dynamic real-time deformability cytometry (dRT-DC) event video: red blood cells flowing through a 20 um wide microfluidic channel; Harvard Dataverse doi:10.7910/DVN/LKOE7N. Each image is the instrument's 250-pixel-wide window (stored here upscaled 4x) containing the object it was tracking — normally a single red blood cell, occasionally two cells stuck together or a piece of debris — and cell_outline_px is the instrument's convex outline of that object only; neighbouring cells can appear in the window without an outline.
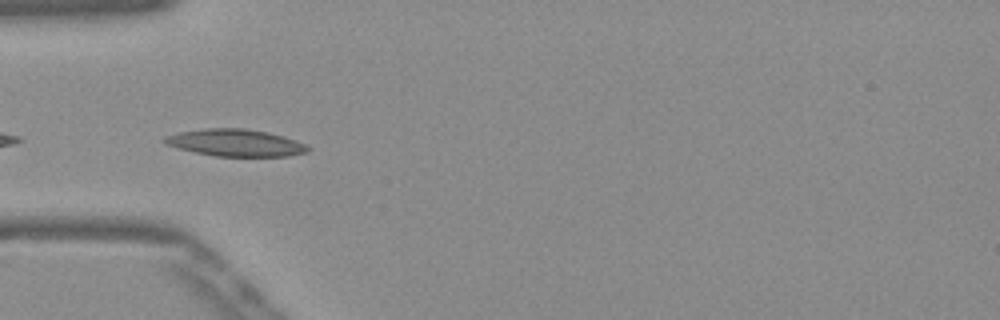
{"species": "Egyptian fruit bat (a non-hibernating species)", "species_latin": "Rousettus aegyptiacus", "temperature_condition": "warm", "stored_images_in_passage": 4, "camera_frame_rate_fps": 3000, "um_per_image_px": 0.085, "frame": {"image": 1, "passage_image": 2, "time_ms": 0.333, "image_size_px": [1000, 320], "cell_outline_px": [[312, 148], [308, 152], [288, 156], [216, 156], [196, 152], [164, 144], [160, 140], [164, 136], [180, 132], [204, 128], [244, 128], [268, 132], [284, 136], [296, 140]], "centroid_in_image_um": [20.02, 12.13], "position_along_channel_um": 65.0, "area_um2": 22.66}}